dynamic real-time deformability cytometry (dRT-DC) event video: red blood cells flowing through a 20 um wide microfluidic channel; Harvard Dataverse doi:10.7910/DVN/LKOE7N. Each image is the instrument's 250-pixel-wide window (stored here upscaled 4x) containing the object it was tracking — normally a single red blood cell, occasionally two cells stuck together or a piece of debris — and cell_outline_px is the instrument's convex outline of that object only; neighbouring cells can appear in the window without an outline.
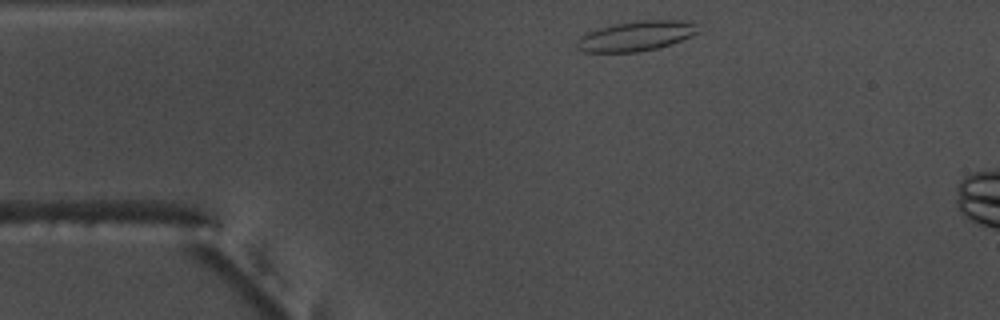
{"species": "common noctule bat (a hibernating species)", "species_latin": "Nyctalus noctula", "temperature_condition": "warm", "stored_images_in_passage": 36, "camera_frame_rate_fps": 3000, "um_per_image_px": 0.085, "animal": {"sex": "male", "body_mass_g": 17.5, "forearm_length_mm": 52.3}, "frame": {"image": 1, "passage_image": 2, "time_ms": 0.333, "image_size_px": [1000, 320], "cell_outline_px": [[700, 32], [672, 44], [656, 48], [636, 52], [584, 52], [576, 48], [576, 40], [580, 36], [588, 32], [600, 28], [616, 24], [640, 20], [680, 20], [696, 24]], "centroid_in_image_um": [54.06, 3.07], "position_along_channel_um": 30.9, "area_um2": 21.04}}
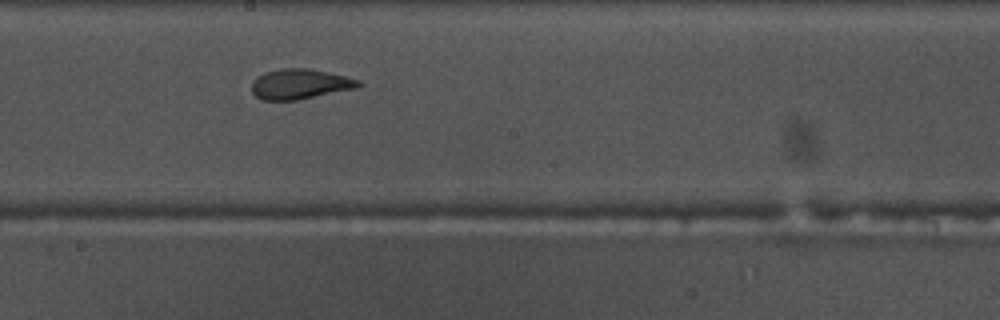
{"frame": {"image": 2, "passage_image": 21, "time_ms": 6.667, "image_size_px": [1000, 320], "cell_outline_px": [[364, 84], [356, 88], [300, 100], [260, 100], [252, 92], [252, 80], [264, 72], [280, 68], [308, 68], [328, 72], [360, 80]], "centroid_in_image_um": [25.49, 7.15], "position_along_channel_um": 222.7, "area_um2": 18.96}}
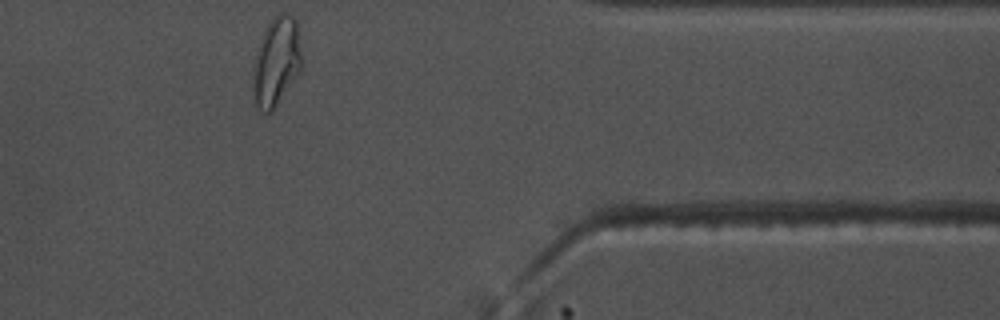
{"frame": {"image": 3, "passage_image": 36, "time_ms": 11.667, "image_size_px": [1000, 320], "cell_outline_px": [[304, 60], [300, 68], [272, 112], [264, 112], [256, 104], [252, 88], [252, 76], [256, 56], [260, 40], [264, 28], [272, 16], [280, 12], [288, 12], [296, 20]], "centroid_in_image_um": [23.5, 5.16], "position_along_channel_um": 387.9, "area_um2": 25.26}, "authors_computed_cell_mechanics": {"area_um2": 18.9873, "velocity_mm_per_s": 3.7355, "shape_relaxation_time_tau1_ms": 9.0518, "shape_relaxation_time_tau2_ms": 1.4548, "deformation_change_tau1": 0.2755, "deformation_change_tau2": 0.0774}}